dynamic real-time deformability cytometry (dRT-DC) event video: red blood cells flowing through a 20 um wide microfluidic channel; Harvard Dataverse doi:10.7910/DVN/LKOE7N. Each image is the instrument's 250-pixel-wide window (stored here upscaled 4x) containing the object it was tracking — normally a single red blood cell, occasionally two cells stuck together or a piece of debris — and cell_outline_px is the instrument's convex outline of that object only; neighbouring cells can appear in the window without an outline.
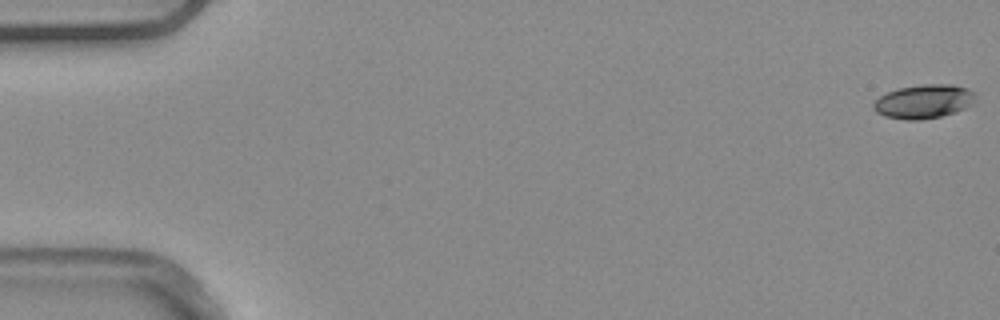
{"species": "common noctule bat (a hibernating species)", "species_latin": "Nyctalus noctula", "temperature_condition": "warm", "stored_images_in_passage": 5, "camera_frame_rate_fps": 3000, "um_per_image_px": 0.085, "animal": {"sex": "male", "body_mass_g": 20.4}, "frame": {"image": 1, "passage_image": 1, "time_ms": 0.0, "image_size_px": [1000, 320], "cell_outline_px": [[976, 92], [972, 104], [956, 112], [940, 116], [920, 120], [904, 120], [884, 116], [876, 112], [872, 108], [872, 104], [880, 96], [888, 92], [900, 88], [924, 84], [952, 84], [968, 88]], "centroid_in_image_um": [78.52, 8.63], "position_along_channel_um": 6.5, "area_um2": 20.17}}
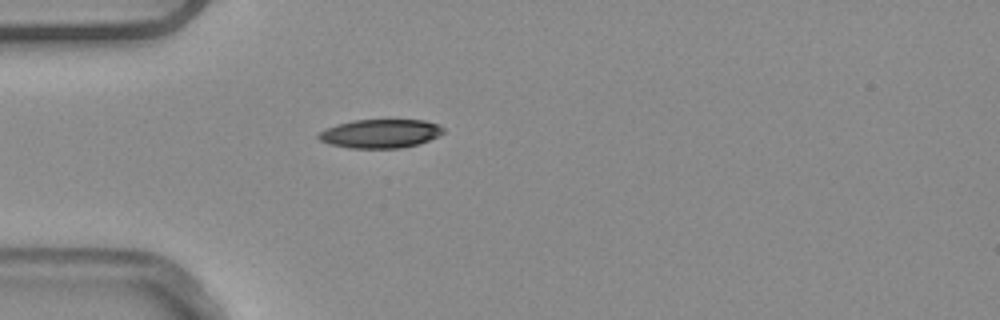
{"frame": {"image": 2, "passage_image": 5, "time_ms": 1.333, "image_size_px": [1000, 320], "cell_outline_px": [[444, 132], [428, 140], [416, 144], [400, 148], [348, 148], [332, 144], [320, 140], [316, 136], [320, 132], [336, 124], [352, 120], [424, 120], [436, 124], [444, 128]], "centroid_in_image_um": [32.31, 11.35], "position_along_channel_um": 52.7, "area_um2": 20.63}}